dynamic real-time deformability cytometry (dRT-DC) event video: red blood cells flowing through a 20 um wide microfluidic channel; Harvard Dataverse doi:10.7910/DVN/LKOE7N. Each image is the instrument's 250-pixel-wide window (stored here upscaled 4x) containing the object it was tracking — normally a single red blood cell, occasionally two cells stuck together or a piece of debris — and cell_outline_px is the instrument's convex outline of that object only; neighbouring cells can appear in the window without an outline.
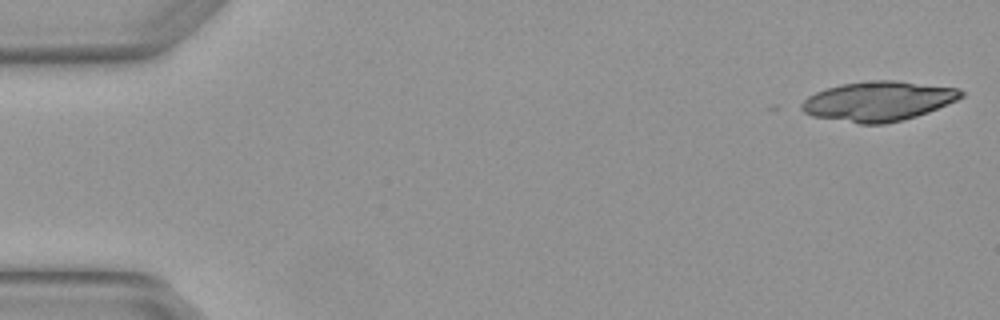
{"species": "Egyptian fruit bat (a non-hibernating species)", "species_latin": "Rousettus aegyptiacus", "temperature_condition": "warm", "stored_images_in_passage": 6, "camera_frame_rate_fps": 3000, "um_per_image_px": 0.085, "animal": {"sex": "female"}, "frame": {"image": 1, "passage_image": 1, "time_ms": 0.0, "image_size_px": [1000, 320], "cell_outline_px": [[964, 96], [956, 100], [928, 112], [904, 120], [884, 124], [860, 124], [812, 116], [804, 112], [800, 108], [800, 104], [808, 96], [816, 92], [840, 84], [872, 80], [892, 80], [960, 88], [964, 92]], "centroid_in_image_um": [74.65, 8.6], "position_along_channel_um": 10.3, "area_um2": 36.88}}
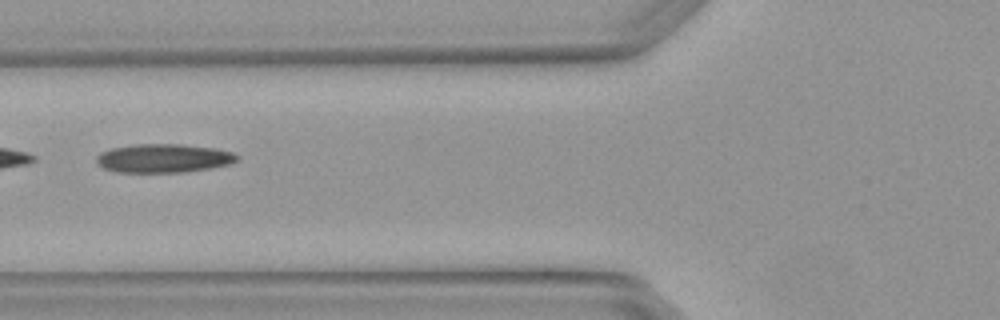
{"frame": {"image": 2, "passage_image": 6, "time_ms": 1.667, "image_size_px": [1000, 320], "cell_outline_px": [[240, 160], [232, 164], [184, 172], [116, 172], [104, 168], [96, 164], [96, 156], [100, 152], [112, 148], [132, 144], [180, 144], [216, 148], [236, 152], [240, 156]], "centroid_in_image_um": [13.94, 13.44], "position_along_channel_um": 111.9, "area_um2": 23.87}}